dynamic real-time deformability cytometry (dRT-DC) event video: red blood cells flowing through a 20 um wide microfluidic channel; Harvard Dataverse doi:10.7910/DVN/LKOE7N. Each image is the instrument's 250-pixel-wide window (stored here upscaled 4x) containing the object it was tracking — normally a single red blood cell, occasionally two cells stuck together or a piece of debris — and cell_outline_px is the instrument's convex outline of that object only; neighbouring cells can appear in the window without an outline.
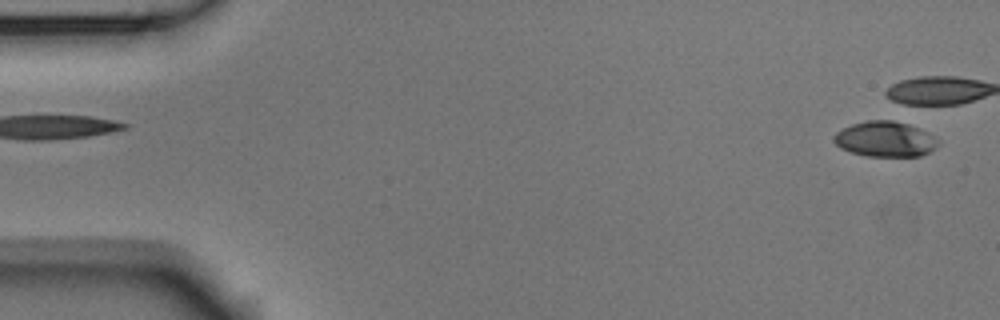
{"species": "Egyptian fruit bat (a non-hibernating species)", "species_latin": "Rousettus aegyptiacus", "temperature_condition": "room temperature", "stored_images_in_passage": 2, "camera_frame_rate_fps": 3000, "um_per_image_px": 0.085, "animal": {"sex": "male"}, "frame": {"image": 1, "passage_image": 1, "time_ms": 0.0, "image_size_px": [1000, 320], "cell_outline_px": [[940, 144], [936, 148], [920, 156], [868, 156], [852, 152], [840, 148], [832, 140], [832, 136], [836, 132], [852, 124], [868, 120], [900, 120], [920, 128], [936, 136], [940, 140]], "centroid_in_image_um": [75.28, 11.81], "position_along_channel_um": 9.7, "area_um2": 21.85}}